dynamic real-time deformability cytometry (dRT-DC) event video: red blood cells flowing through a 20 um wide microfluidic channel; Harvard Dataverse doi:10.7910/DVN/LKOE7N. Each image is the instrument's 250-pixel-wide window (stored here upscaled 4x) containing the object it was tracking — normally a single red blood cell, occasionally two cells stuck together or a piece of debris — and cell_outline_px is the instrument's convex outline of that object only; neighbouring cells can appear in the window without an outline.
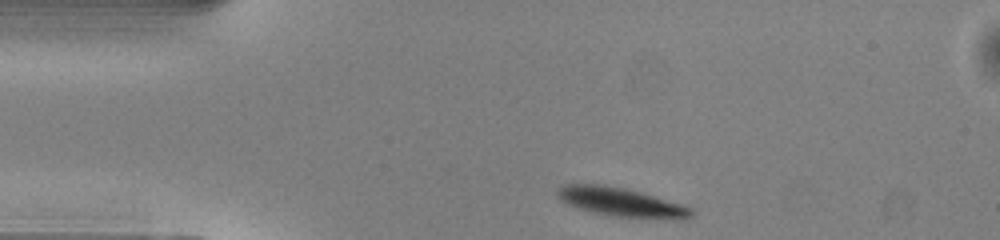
{"species": "common noctule bat (a hibernating species)", "species_latin": "Nyctalus noctula", "temperature_condition": "warm", "stored_images_in_passage": 42, "camera_frame_rate_fps": 3000, "um_per_image_px": 0.085, "animal": {"sex": "male", "body_mass_g": 13.0, "forearm_length_mm": 53.1}, "frame": {"image": 1, "passage_image": 1, "time_ms": 0.0, "image_size_px": [1000, 240], "cell_outline_px": [[696, 212], [692, 216], [684, 220], [676, 220], [612, 216], [580, 208], [568, 204], [560, 200], [556, 196], [556, 192], [564, 184], [600, 184], [624, 188], [640, 192], [680, 204], [692, 208]], "centroid_in_image_um": [52.85, 17.2], "position_along_channel_um": 32.1, "area_um2": 22.48}}
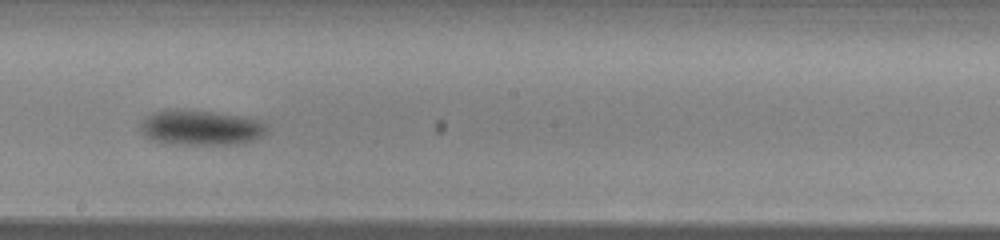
{"frame": {"image": 2, "passage_image": 19, "time_ms": 6.0, "image_size_px": [1000, 240], "cell_outline_px": [[268, 128], [264, 136], [252, 140], [236, 144], [172, 144], [152, 140], [144, 136], [140, 128], [140, 124], [148, 116], [156, 112], [176, 108], [212, 112], [244, 116], [268, 124]], "centroid_in_image_um": [17.08, 10.85], "position_along_channel_um": 231.1, "area_um2": 25.89}}
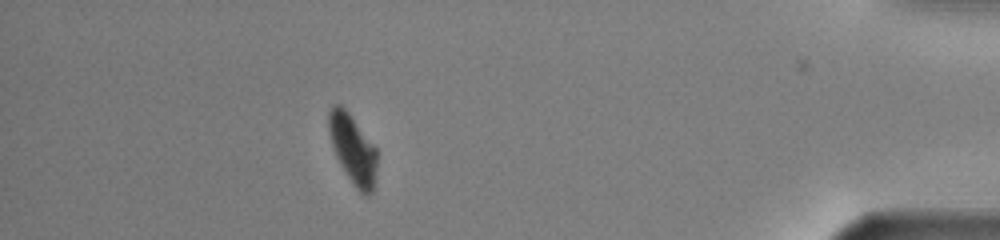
{"frame": {"image": 3, "passage_image": 36, "time_ms": 11.667, "image_size_px": [1000, 240], "cell_outline_px": [[376, 180], [372, 192], [368, 196], [364, 196], [356, 188], [340, 164], [336, 156], [332, 144], [328, 128], [328, 112], [332, 104], [340, 104], [348, 112], [376, 148]], "centroid_in_image_um": [29.99, 12.69], "position_along_channel_um": 405.2, "area_um2": 19.31}, "authors_computed_cell_mechanics": {"area_um2": 24.565, "velocity_mm_per_s": 4.0377, "shape_relaxation_time_tau1_ms": 1.3121, "shape_relaxation_time_tau2_ms": null, "deformation_change_tau1": 0.0995, "deformation_change_tau2": null}}